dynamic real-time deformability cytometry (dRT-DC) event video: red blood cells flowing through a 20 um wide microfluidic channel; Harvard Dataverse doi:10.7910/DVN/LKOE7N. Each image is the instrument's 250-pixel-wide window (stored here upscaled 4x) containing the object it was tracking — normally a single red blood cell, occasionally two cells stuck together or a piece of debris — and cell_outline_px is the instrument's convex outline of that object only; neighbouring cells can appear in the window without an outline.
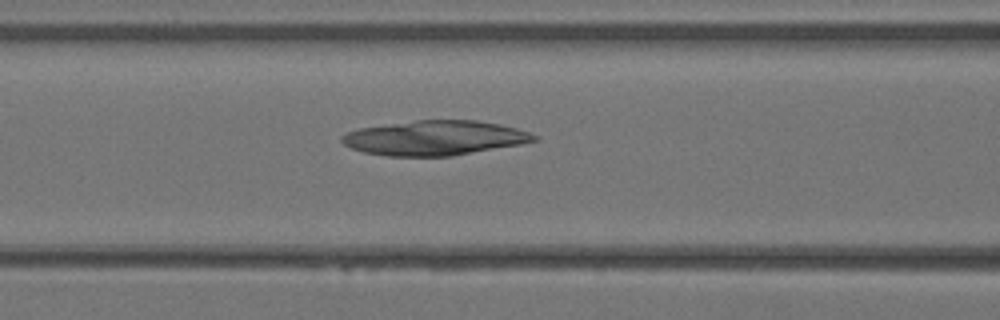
{"species": "Egyptian fruit bat (a non-hibernating species)", "species_latin": "Rousettus aegyptiacus", "temperature_condition": "warm", "stored_images_in_passage": 23, "camera_frame_rate_fps": 3000, "um_per_image_px": 0.085, "animal": {"sex": "female"}, "frame": {"image": 1, "passage_image": 5, "time_ms": 1.333, "image_size_px": [1000, 320], "cell_outline_px": [[540, 136], [536, 140], [520, 144], [452, 156], [388, 156], [364, 152], [352, 148], [344, 144], [340, 140], [340, 136], [348, 132], [360, 128], [416, 120], [476, 120], [500, 124], [516, 128]], "centroid_in_image_um": [36.95, 11.72], "position_along_channel_um": 129.6, "area_um2": 38.67}}
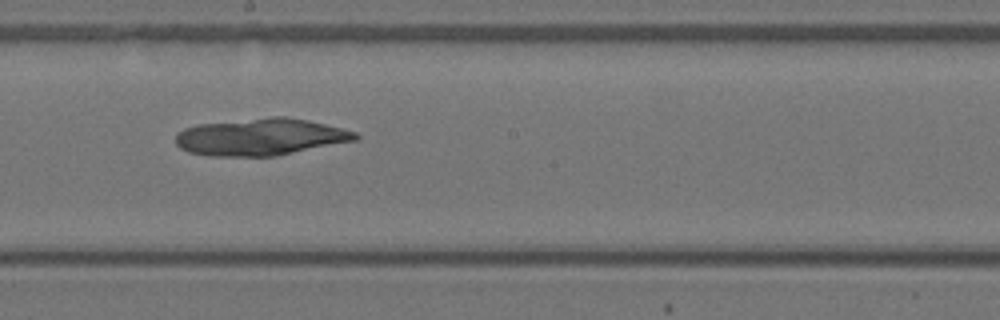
{"frame": {"image": 2, "passage_image": 10, "time_ms": 3.0, "image_size_px": [1000, 320], "cell_outline_px": [[360, 140], [276, 156], [208, 156], [188, 152], [180, 148], [176, 144], [176, 136], [184, 128], [200, 124], [272, 116], [288, 116], [308, 120], [356, 132], [360, 136]], "centroid_in_image_um": [22.2, 11.64], "position_along_channel_um": 226.0, "area_um2": 38.96}}
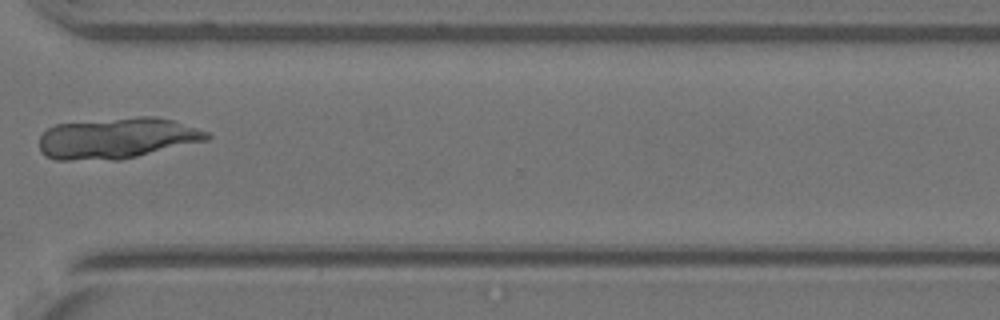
{"frame": {"image": 3, "passage_image": 17, "time_ms": 5.333, "image_size_px": [1000, 320], "cell_outline_px": [[212, 136], [208, 140], [120, 160], [56, 160], [44, 156], [40, 152], [40, 136], [48, 128], [56, 124], [136, 116], [152, 116], [176, 120], [208, 132]], "centroid_in_image_um": [9.95, 11.75], "position_along_channel_um": 360.6, "area_um2": 40.34}}